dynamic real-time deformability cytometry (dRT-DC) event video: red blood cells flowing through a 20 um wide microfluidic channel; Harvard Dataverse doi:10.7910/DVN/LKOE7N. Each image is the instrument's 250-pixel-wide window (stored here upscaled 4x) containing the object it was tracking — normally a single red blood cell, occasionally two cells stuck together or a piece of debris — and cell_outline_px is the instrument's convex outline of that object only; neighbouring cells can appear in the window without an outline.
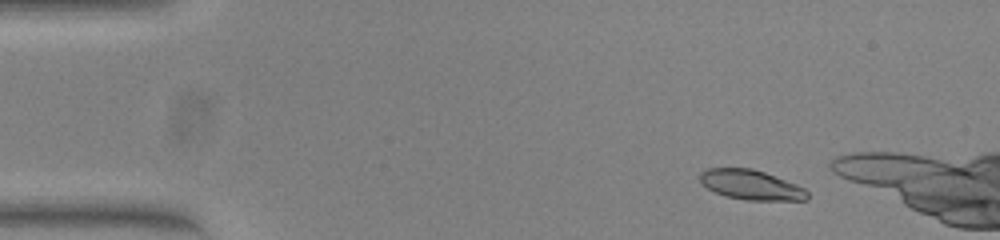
{"species": "common noctule bat (a hibernating species)", "species_latin": "Nyctalus noctula", "temperature_condition": "warm", "stored_images_in_passage": 13, "camera_frame_rate_fps": 3000, "um_per_image_px": 0.085, "animal": {"sex": "female", "body_mass_g": 23.0, "forearm_length_mm": 53.4}, "frame": {"image": 1, "passage_image": 3, "time_ms": 0.667, "image_size_px": [1000, 240], "cell_outline_px": [[808, 200], [748, 200], [724, 196], [708, 188], [700, 180], [700, 172], [708, 168], [752, 168], [764, 172], [796, 184], [804, 188], [808, 192]], "centroid_in_image_um": [63.85, 15.71], "position_along_channel_um": 21.2, "area_um2": 18.5}}